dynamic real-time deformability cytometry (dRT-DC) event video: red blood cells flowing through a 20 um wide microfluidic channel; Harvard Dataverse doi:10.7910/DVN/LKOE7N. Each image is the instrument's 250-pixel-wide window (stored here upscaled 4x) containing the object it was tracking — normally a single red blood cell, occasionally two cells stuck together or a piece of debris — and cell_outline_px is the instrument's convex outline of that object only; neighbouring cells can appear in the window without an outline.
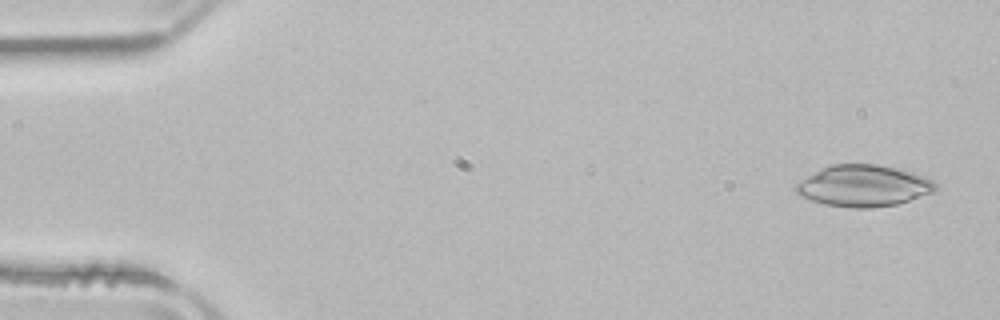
{"species": "common noctule bat (a hibernating species)", "species_latin": "Nyctalus noctula", "temperature_condition": "room temperature", "stored_images_in_passage": 51, "camera_frame_rate_fps": 3000, "um_per_image_px": 0.085, "animal": {"sex": "male", "body_mass_g": 21.5, "forearm_length_mm": 52.0}, "frame": {"image": 1, "passage_image": 2, "time_ms": 0.333, "image_size_px": [1000, 320], "cell_outline_px": [[940, 188], [936, 192], [896, 204], [872, 208], [852, 208], [824, 204], [800, 196], [796, 192], [796, 184], [800, 180], [820, 168], [832, 164], [880, 164], [912, 172], [924, 176], [940, 184]], "centroid_in_image_um": [73.45, 15.79], "position_along_channel_um": 11.6, "area_um2": 34.04}}
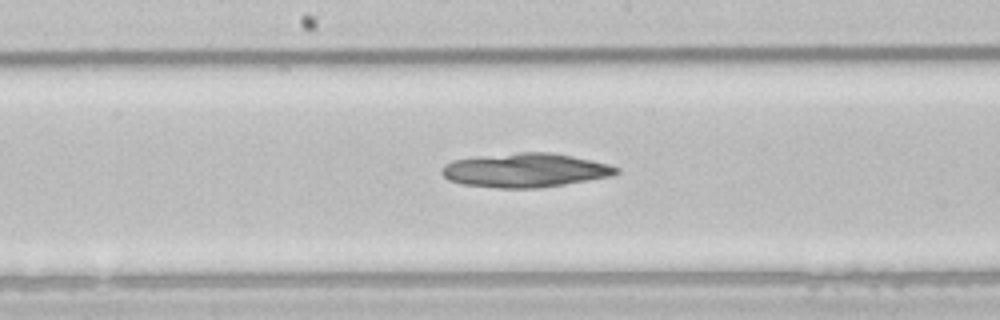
{"frame": {"image": 2, "passage_image": 26, "time_ms": 8.333, "image_size_px": [1000, 320], "cell_outline_px": [[620, 172], [608, 176], [564, 184], [540, 188], [500, 188], [460, 184], [448, 180], [440, 172], [444, 164], [452, 160], [476, 156], [516, 152], [552, 152], [592, 160], [608, 164], [620, 168]], "centroid_in_image_um": [44.59, 14.46], "position_along_channel_um": 203.6, "area_um2": 34.74}}
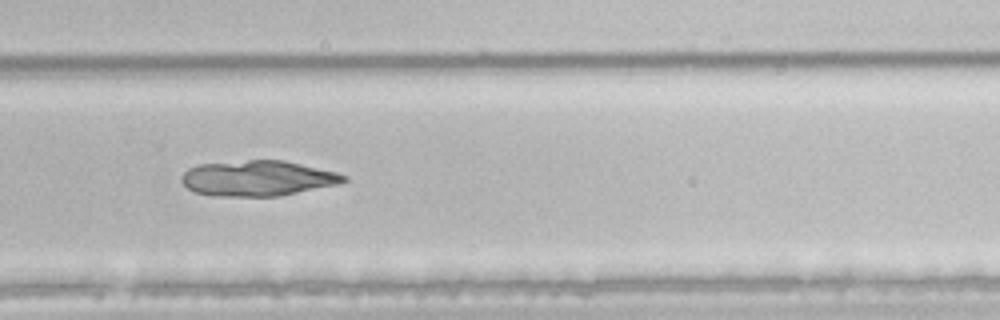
{"frame": {"image": 3, "passage_image": 34, "time_ms": 11.0, "image_size_px": [1000, 320], "cell_outline_px": [[348, 180], [336, 184], [280, 196], [220, 196], [196, 192], [188, 188], [180, 180], [180, 176], [188, 168], [196, 164], [248, 160], [284, 160], [336, 172], [348, 176]], "centroid_in_image_um": [21.88, 15.14], "position_along_channel_um": 307.9, "area_um2": 33.41}}